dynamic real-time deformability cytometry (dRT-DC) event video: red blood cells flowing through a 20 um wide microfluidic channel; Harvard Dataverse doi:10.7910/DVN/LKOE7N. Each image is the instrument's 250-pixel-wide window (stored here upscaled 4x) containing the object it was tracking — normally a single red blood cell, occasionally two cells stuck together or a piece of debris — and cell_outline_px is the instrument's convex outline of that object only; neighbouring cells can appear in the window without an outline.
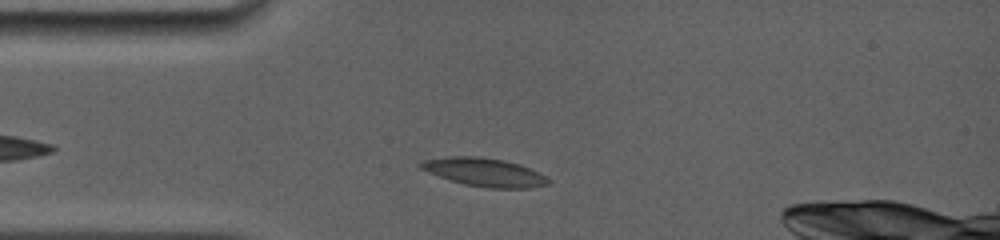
{"species": "common noctule bat (a hibernating species)", "species_latin": "Nyctalus noctula", "temperature_condition": "room temperature", "stored_images_in_passage": 30, "camera_frame_rate_fps": 5000, "um_per_image_px": 0.085, "animal": {"sex": "female", "body_mass_g": 19.0, "forearm_length_mm": 56.7}, "frame": {"image": 1, "passage_image": 4, "time_ms": 1.4, "image_size_px": [1000, 240], "cell_outline_px": [[552, 180], [548, 184], [528, 188], [488, 188], [464, 184], [428, 172], [420, 168], [416, 164], [424, 160], [448, 156], [480, 156], [504, 160], [520, 164], [548, 176]], "centroid_in_image_um": [41.2, 14.63], "position_along_channel_um": 43.8, "area_um2": 21.15}}
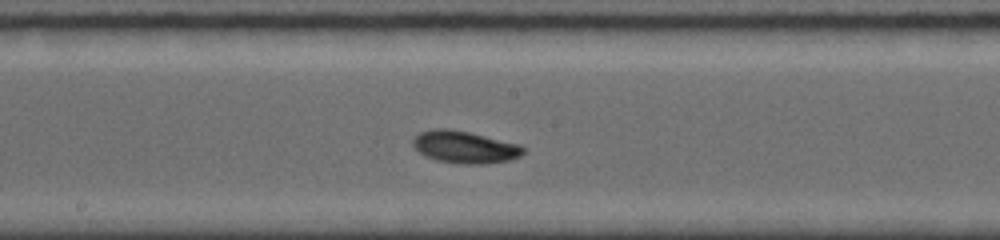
{"frame": {"image": 2, "passage_image": 17, "time_ms": 6.0, "image_size_px": [1000, 240], "cell_outline_px": [[524, 152], [520, 156], [508, 160], [488, 164], [464, 164], [440, 160], [428, 156], [420, 152], [412, 144], [412, 140], [420, 132], [432, 128], [448, 128], [468, 132], [520, 144], [524, 148]], "centroid_in_image_um": [39.52, 12.49], "position_along_channel_um": 208.7, "area_um2": 20.46}}
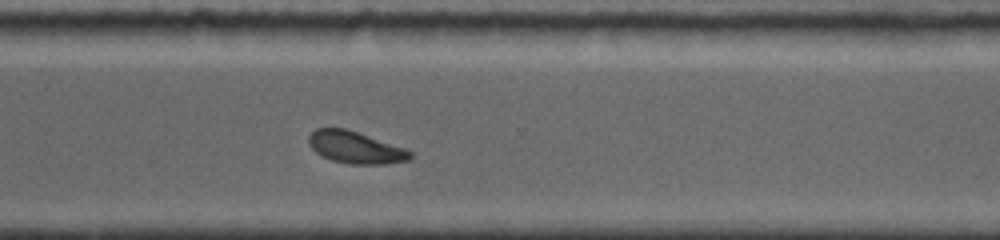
{"frame": {"image": 3, "passage_image": 27, "time_ms": 9.4, "image_size_px": [1000, 240], "cell_outline_px": [[412, 156], [408, 160], [384, 164], [352, 164], [332, 160], [316, 152], [312, 148], [308, 140], [308, 136], [316, 128], [344, 128], [404, 148], [412, 152]], "centroid_in_image_um": [30.2, 12.53], "position_along_channel_um": 340.4, "area_um2": 18.5}}